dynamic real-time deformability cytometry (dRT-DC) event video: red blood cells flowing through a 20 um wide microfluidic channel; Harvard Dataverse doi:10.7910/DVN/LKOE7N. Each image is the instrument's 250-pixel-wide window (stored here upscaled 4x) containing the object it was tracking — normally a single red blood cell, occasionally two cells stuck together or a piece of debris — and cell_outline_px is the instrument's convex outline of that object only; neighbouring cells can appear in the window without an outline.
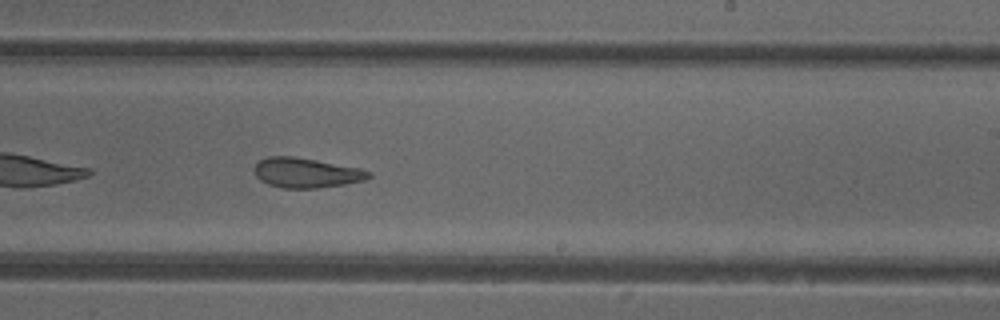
{"species": "common noctule bat (a hibernating species)", "species_latin": "Nyctalus noctula", "temperature_condition": "cold", "stored_images_in_passage": 51, "camera_frame_rate_fps": 3000, "um_per_image_px": 0.085, "animal": {"sex": "female"}, "frame": {"image": 1, "passage_image": 30, "time_ms": 9.667, "image_size_px": [1000, 320], "cell_outline_px": [[372, 176], [364, 180], [344, 184], [316, 188], [284, 188], [268, 184], [260, 180], [256, 176], [256, 164], [260, 160], [268, 156], [292, 156], [316, 160], [360, 168], [372, 172]], "centroid_in_image_um": [26.05, 14.69], "position_along_channel_um": 262.9, "area_um2": 19.71}, "authors_computed_cell_mechanics": {"area_um2": 22.4264, "velocity_mm_per_s": 3.9223, "shape_relaxation_time_tau1_ms": null, "shape_relaxation_time_tau2_ms": 3.0471, "deformation_change_tau1": null, "deformation_change_tau2": 0.1129}}